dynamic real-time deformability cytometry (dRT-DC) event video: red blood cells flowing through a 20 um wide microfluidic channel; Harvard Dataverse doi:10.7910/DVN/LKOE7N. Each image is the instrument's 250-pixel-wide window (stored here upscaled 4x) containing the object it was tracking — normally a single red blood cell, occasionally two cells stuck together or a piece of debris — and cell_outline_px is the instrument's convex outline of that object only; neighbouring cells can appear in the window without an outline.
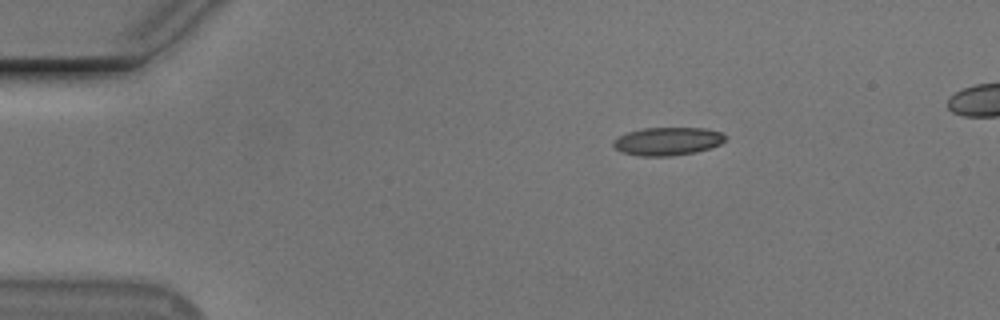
{"species": "Egyptian fruit bat (a non-hibernating species)", "species_latin": "Rousettus aegyptiacus", "temperature_condition": "cold", "stored_images_in_passage": 46, "camera_frame_rate_fps": 3000, "um_per_image_px": 0.085, "animal": {"sex": "male"}, "frame": {"image": 1, "passage_image": 1, "time_ms": 0.0, "image_size_px": [1000, 320], "cell_outline_px": [[724, 140], [720, 144], [696, 152], [672, 156], [640, 156], [620, 152], [612, 144], [612, 140], [628, 132], [644, 128], [704, 128], [720, 132], [724, 136]], "centroid_in_image_um": [56.7, 12.01], "position_along_channel_um": 28.3, "area_um2": 18.21}}
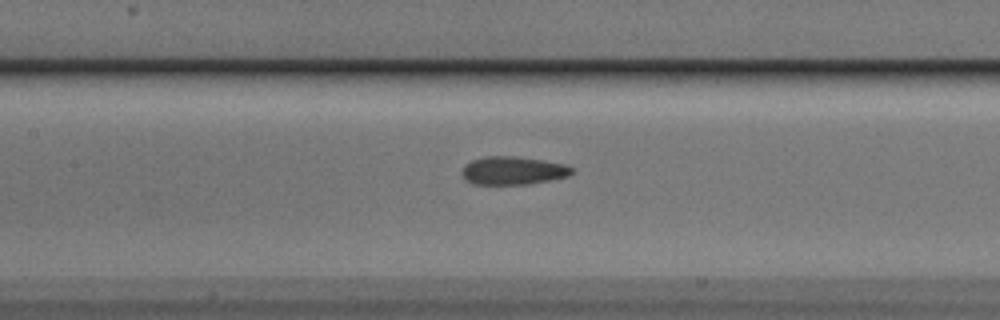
{"frame": {"image": 2, "passage_image": 17, "time_ms": 5.333, "image_size_px": [1000, 320], "cell_outline_px": [[576, 172], [568, 176], [552, 180], [528, 184], [472, 184], [464, 180], [460, 172], [464, 164], [472, 160], [488, 156], [512, 156], [540, 160], [564, 164], [572, 168]], "centroid_in_image_um": [43.57, 14.51], "position_along_channel_um": 163.8, "area_um2": 18.15}}
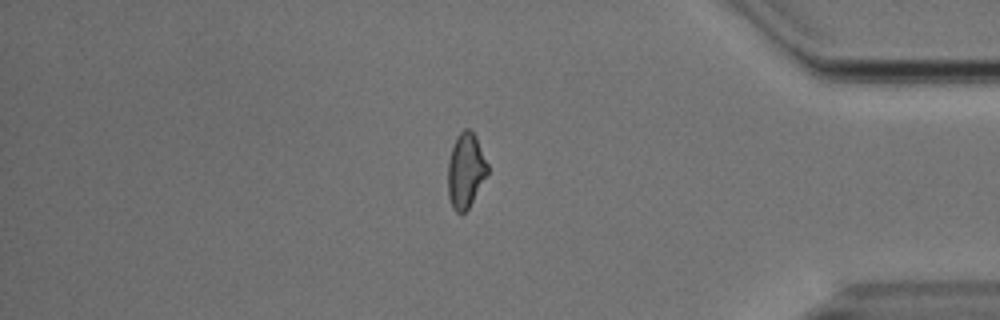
{"frame": {"image": 3, "passage_image": 38, "time_ms": 12.333, "image_size_px": [1000, 320], "cell_outline_px": [[488, 172], [468, 208], [464, 212], [456, 212], [452, 208], [448, 196], [448, 160], [456, 136], [464, 128], [468, 128], [476, 136], [488, 164]], "centroid_in_image_um": [39.57, 14.47], "position_along_channel_um": 395.6, "area_um2": 17.17}}